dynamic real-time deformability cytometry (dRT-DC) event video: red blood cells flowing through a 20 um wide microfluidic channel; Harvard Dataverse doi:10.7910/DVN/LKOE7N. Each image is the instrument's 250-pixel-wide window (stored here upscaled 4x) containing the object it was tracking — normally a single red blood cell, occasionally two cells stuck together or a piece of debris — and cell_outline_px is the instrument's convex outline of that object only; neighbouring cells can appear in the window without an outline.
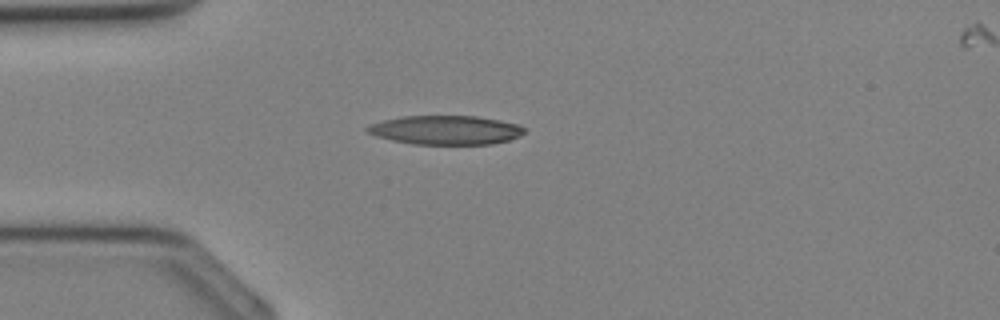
{"species": "Egyptian fruit bat (a non-hibernating species)", "species_latin": "Rousettus aegyptiacus", "temperature_condition": "cold", "stored_images_in_passage": 28, "camera_frame_rate_fps": 3000, "um_per_image_px": 0.085, "animal": {"sex": "female"}, "frame": {"image": 1, "passage_image": 5, "time_ms": 1.333, "image_size_px": [1000, 320], "cell_outline_px": [[524, 132], [520, 136], [508, 140], [492, 144], [412, 144], [392, 140], [376, 136], [368, 132], [364, 128], [372, 124], [384, 120], [404, 116], [476, 116], [500, 120], [516, 124], [524, 128]], "centroid_in_image_um": [37.88, 11.05], "position_along_channel_um": 47.1, "area_um2": 26.36}}
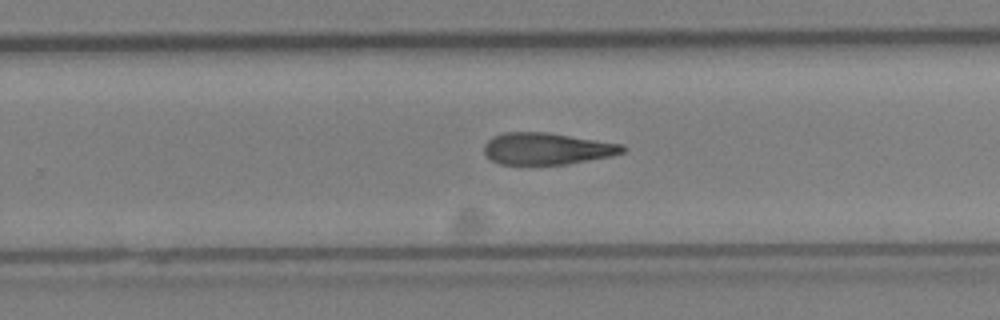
{"frame": {"image": 2, "passage_image": 18, "time_ms": 5.667, "image_size_px": [1000, 320], "cell_outline_px": [[628, 148], [624, 152], [612, 156], [568, 164], [500, 164], [492, 160], [484, 152], [484, 144], [492, 136], [504, 132], [544, 132], [624, 144]], "centroid_in_image_um": [46.51, 12.63], "position_along_channel_um": 283.3, "area_um2": 25.66}}
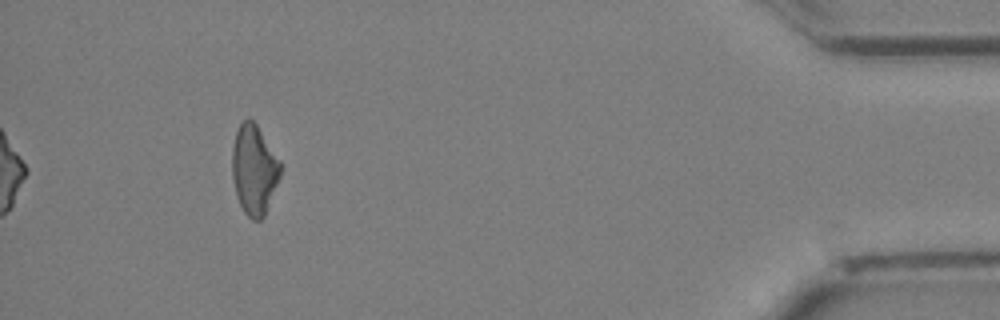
{"frame": {"image": 3, "passage_image": 28, "time_ms": 9.0, "image_size_px": [1000, 320], "cell_outline_px": [[280, 176], [264, 216], [260, 220], [252, 220], [244, 212], [236, 196], [232, 180], [232, 148], [236, 132], [240, 124], [244, 120], [252, 120], [256, 124], [280, 160]], "centroid_in_image_um": [21.58, 14.44], "position_along_channel_um": 413.6, "area_um2": 25.03}}